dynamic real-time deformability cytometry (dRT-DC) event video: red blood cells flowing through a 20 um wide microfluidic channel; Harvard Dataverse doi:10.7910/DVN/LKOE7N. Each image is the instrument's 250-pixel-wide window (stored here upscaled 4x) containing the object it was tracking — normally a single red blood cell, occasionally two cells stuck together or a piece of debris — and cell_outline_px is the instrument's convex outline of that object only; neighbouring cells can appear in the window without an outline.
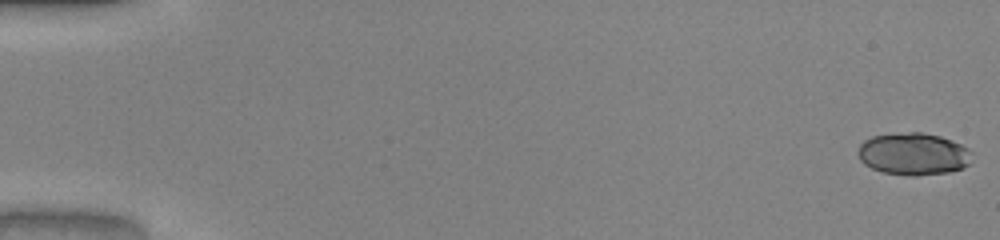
{"species": "common noctule bat (a hibernating species)", "species_latin": "Nyctalus noctula", "temperature_condition": "warm", "stored_images_in_passage": 51, "camera_frame_rate_fps": 3000, "um_per_image_px": 0.085, "animal": {"sex": "male", "body_mass_g": 20.0, "forearm_length_mm": 53.3}, "frame": {"image": 1, "passage_image": 1, "time_ms": 0.0, "image_size_px": [1000, 240], "cell_outline_px": [[972, 152], [968, 164], [964, 168], [948, 172], [916, 176], [912, 176], [884, 172], [872, 168], [864, 164], [860, 160], [856, 152], [860, 144], [864, 140], [872, 136], [908, 132], [924, 132], [940, 136], [960, 144], [968, 148]], "centroid_in_image_um": [77.62, 13.08], "position_along_channel_um": 7.4, "area_um2": 28.09}}
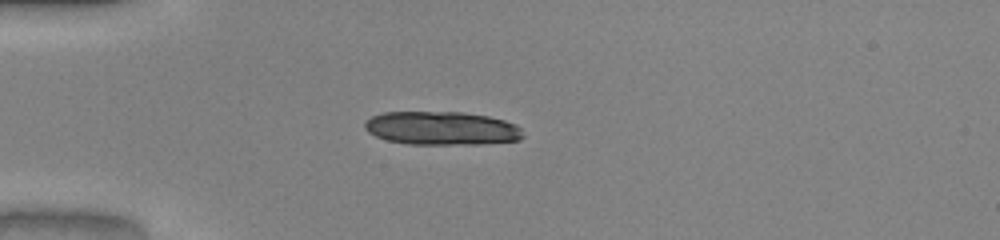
{"frame": {"image": 2, "passage_image": 15, "time_ms": 4.667, "image_size_px": [1000, 240], "cell_outline_px": [[524, 136], [520, 140], [480, 144], [408, 144], [388, 140], [376, 136], [368, 132], [364, 128], [364, 124], [372, 116], [384, 112], [460, 112], [488, 116], [504, 120], [516, 124], [520, 128]], "centroid_in_image_um": [37.56, 10.9], "position_along_channel_um": 47.4, "area_um2": 30.87}}